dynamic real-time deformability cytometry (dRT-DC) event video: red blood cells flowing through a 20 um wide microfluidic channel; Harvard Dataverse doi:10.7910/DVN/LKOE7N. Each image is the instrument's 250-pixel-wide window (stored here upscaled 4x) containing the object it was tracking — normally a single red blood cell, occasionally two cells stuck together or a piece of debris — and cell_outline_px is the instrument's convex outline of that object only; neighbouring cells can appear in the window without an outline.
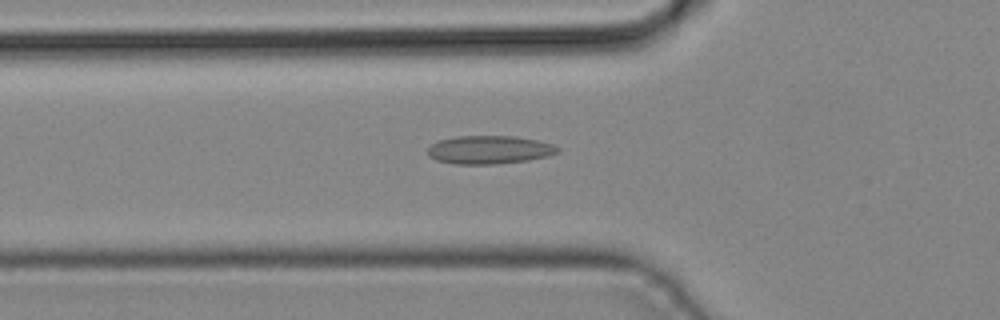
{"species": "common noctule bat (a hibernating species)", "species_latin": "Nyctalus noctula", "temperature_condition": "cold", "stored_images_in_passage": 43, "camera_frame_rate_fps": 3000, "um_per_image_px": 0.085, "animal": {"sex": "male", "body_mass_g": 19.2, "forearm_length_mm": 51.8}, "frame": {"image": 1, "passage_image": 15, "time_ms": 4.667, "image_size_px": [1000, 320], "cell_outline_px": [[560, 152], [548, 156], [528, 160], [496, 164], [452, 164], [436, 160], [428, 156], [428, 148], [432, 144], [440, 140], [456, 136], [516, 136], [536, 140], [552, 144], [560, 148]], "centroid_in_image_um": [41.6, 12.73], "position_along_channel_um": 84.2, "area_um2": 21.5}}
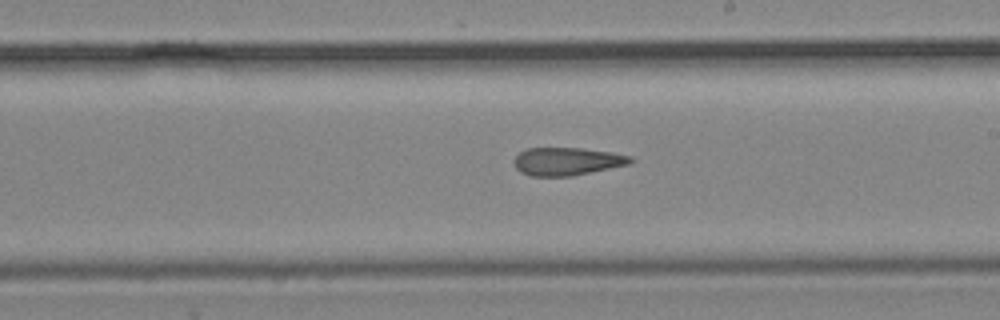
{"frame": {"image": 2, "passage_image": 25, "time_ms": 8.0, "image_size_px": [1000, 320], "cell_outline_px": [[636, 160], [628, 164], [572, 176], [532, 176], [520, 172], [516, 168], [512, 160], [520, 152], [528, 148], [580, 148], [612, 152], [632, 156]], "centroid_in_image_um": [48.19, 13.71], "position_along_channel_um": 240.8, "area_um2": 18.96}}
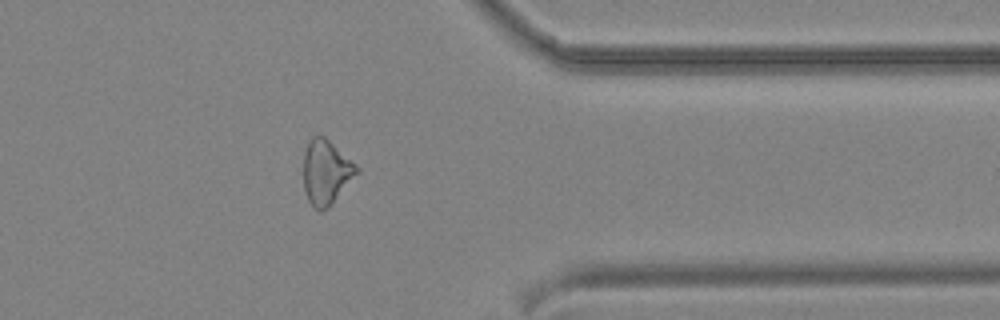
{"frame": {"image": 3, "passage_image": 35, "time_ms": 11.333, "image_size_px": [1000, 320], "cell_outline_px": [[360, 172], [332, 204], [328, 208], [320, 212], [308, 200], [304, 188], [304, 152], [308, 140], [312, 136], [324, 136], [356, 164], [360, 168]], "centroid_in_image_um": [27.74, 14.64], "position_along_channel_um": 383.7, "area_um2": 20.11}}